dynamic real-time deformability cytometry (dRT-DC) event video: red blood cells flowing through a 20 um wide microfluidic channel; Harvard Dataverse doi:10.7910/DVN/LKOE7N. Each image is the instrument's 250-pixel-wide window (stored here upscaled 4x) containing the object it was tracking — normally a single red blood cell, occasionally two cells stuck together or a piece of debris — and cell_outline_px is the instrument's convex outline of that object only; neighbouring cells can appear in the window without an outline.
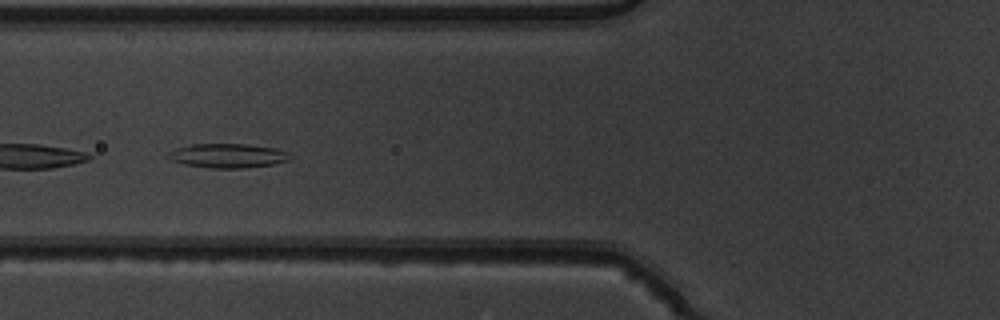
{"species": "common noctule bat (a hibernating species)", "species_latin": "Nyctalus noctula", "temperature_condition": "warm", "stored_images_in_passage": 7, "camera_frame_rate_fps": 3000, "um_per_image_px": 0.085, "animal": {"sex": "male", "body_mass_g": 19.5, "forearm_length_mm": 54.6}, "frame": {"image": 1, "passage_image": 5, "time_ms": 1.333, "image_size_px": [1000, 320], "cell_outline_px": [[292, 156], [288, 160], [272, 164], [244, 168], [212, 168], [184, 164], [172, 160], [164, 156], [168, 152], [176, 148], [192, 144], [244, 144], [276, 148], [292, 152]], "centroid_in_image_um": [19.37, 13.23], "position_along_channel_um": 106.4, "area_um2": 17.28}}
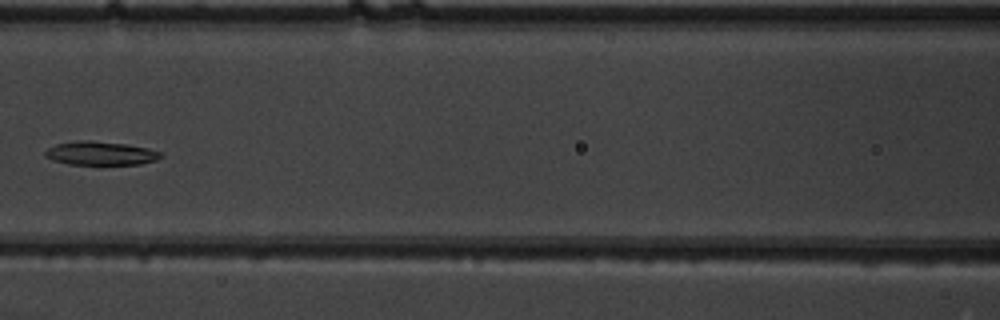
{"frame": {"image": 2, "passage_image": 6, "time_ms": 1.667, "image_size_px": [1000, 320], "cell_outline_px": [[164, 156], [156, 160], [140, 164], [68, 164], [52, 160], [44, 156], [44, 152], [48, 148], [56, 144], [84, 140], [88, 140], [128, 144], [148, 148], [160, 152]], "centroid_in_image_um": [8.56, 13.03], "position_along_channel_um": 158.0, "area_um2": 15.9}}
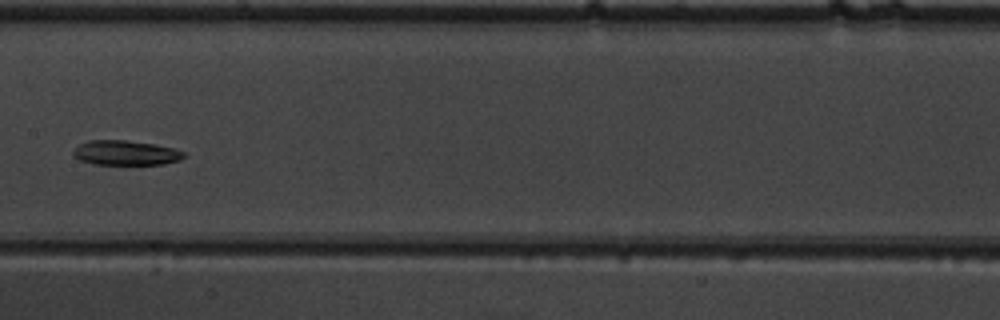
{"frame": {"image": 3, "passage_image": 7, "time_ms": 2.0, "image_size_px": [1000, 320], "cell_outline_px": [[184, 156], [180, 160], [164, 164], [92, 164], [80, 160], [72, 156], [72, 152], [80, 144], [88, 140], [124, 140], [152, 144], [172, 148], [184, 152]], "centroid_in_image_um": [10.64, 12.99], "position_along_channel_um": 196.8, "area_um2": 15.78}}